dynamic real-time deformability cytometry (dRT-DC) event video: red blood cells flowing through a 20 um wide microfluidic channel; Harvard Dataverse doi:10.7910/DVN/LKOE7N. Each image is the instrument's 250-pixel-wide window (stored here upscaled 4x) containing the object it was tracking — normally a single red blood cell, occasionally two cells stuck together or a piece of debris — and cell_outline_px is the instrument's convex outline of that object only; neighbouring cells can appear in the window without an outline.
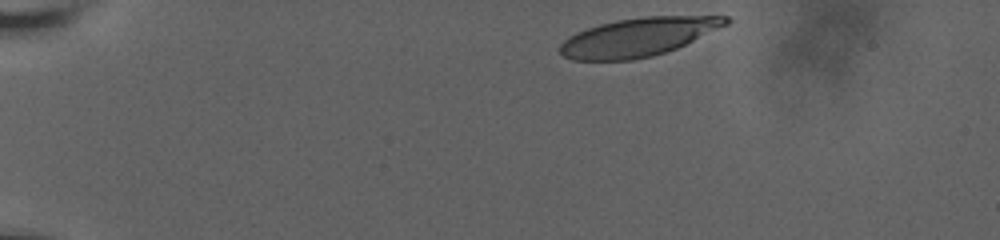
{"species": "human", "species_latin": "Homo sapiens", "temperature_condition": "room temperature", "stored_images_in_passage": 41, "camera_frame_rate_fps": 3000, "um_per_image_px": 0.085, "donor": {"sex": "male"}, "frame": {"image": 1, "passage_image": 1, "time_ms": 0.0, "image_size_px": [1000, 240], "cell_outline_px": [[732, 20], [728, 24], [676, 48], [652, 56], [632, 60], [572, 60], [564, 56], [560, 52], [560, 44], [568, 36], [576, 32], [600, 24], [616, 20], [644, 16], [728, 16]], "centroid_in_image_um": [54.23, 3.14], "position_along_channel_um": 30.8, "area_um2": 36.93}}
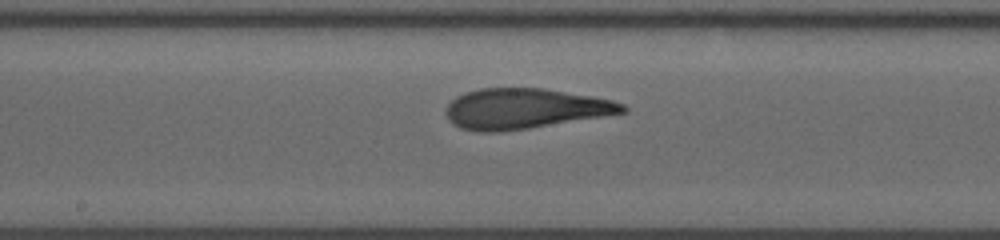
{"frame": {"image": 2, "passage_image": 23, "time_ms": 7.333, "image_size_px": [1000, 240], "cell_outline_px": [[628, 112], [528, 128], [496, 132], [480, 132], [460, 128], [452, 124], [448, 120], [444, 112], [444, 108], [456, 96], [464, 92], [480, 88], [544, 88], [592, 96], [612, 100], [624, 104], [628, 108]], "centroid_in_image_um": [44.56, 9.23], "position_along_channel_um": 203.6, "area_um2": 41.62}}
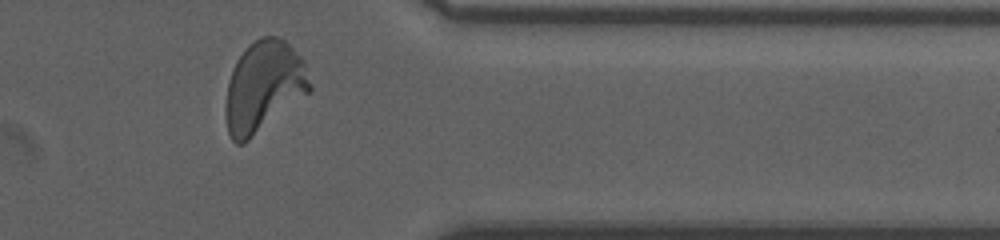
{"frame": {"image": 3, "passage_image": 39, "time_ms": 12.667, "image_size_px": [1000, 240], "cell_outline_px": [[312, 88], [308, 92], [244, 144], [236, 144], [232, 140], [228, 132], [224, 112], [224, 108], [228, 80], [236, 60], [248, 44], [260, 36], [276, 36], [284, 40], [304, 60], [312, 84]], "centroid_in_image_um": [22.38, 7.35], "position_along_channel_um": 389.0, "area_um2": 44.56}, "authors_computed_cell_mechanics": {"area_um2": 41.038, "velocity_mm_per_s": 3.6411, "shape_relaxation_time_tau1_ms": 4.409, "shape_relaxation_time_tau2_ms": 1.1291, "deformation_change_tau1": 0.2124, "deformation_change_tau2": 0.0955}}